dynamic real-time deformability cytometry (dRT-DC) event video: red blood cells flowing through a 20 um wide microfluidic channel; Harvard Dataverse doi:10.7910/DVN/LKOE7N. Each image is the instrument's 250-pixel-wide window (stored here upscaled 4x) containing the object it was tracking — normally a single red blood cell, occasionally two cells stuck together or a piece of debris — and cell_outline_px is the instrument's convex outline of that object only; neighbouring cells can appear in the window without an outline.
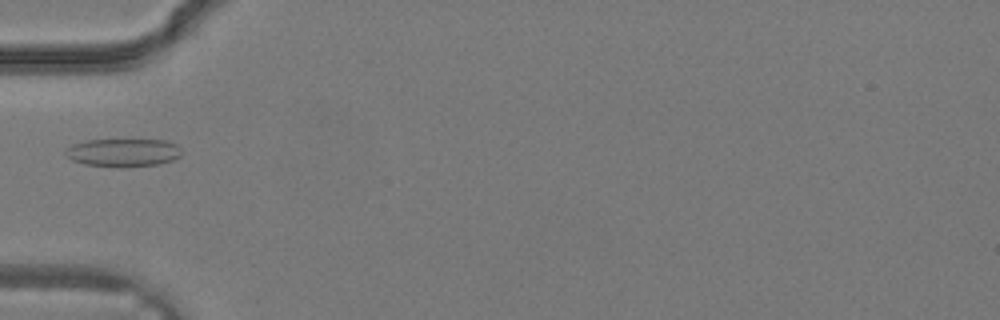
{"species": "common noctule bat (a hibernating species)", "species_latin": "Nyctalus noctula", "temperature_condition": "warm", "stored_images_in_passage": 23, "camera_frame_rate_fps": 3000, "um_per_image_px": 0.085, "animal": {"sex": "male", "body_mass_g": 19.2, "forearm_length_mm": 51.8}, "frame": {"image": 1, "passage_image": 1, "time_ms": 0.0, "image_size_px": [1000, 320], "cell_outline_px": [[180, 156], [172, 160], [160, 164], [120, 168], [84, 164], [72, 160], [64, 152], [72, 144], [88, 140], [164, 140], [176, 144], [180, 148]], "centroid_in_image_um": [10.47, 12.98], "position_along_channel_um": 74.5, "area_um2": 19.02}}
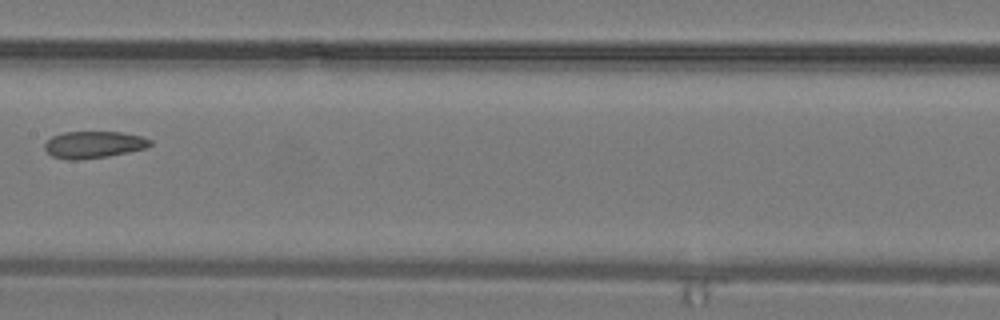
{"frame": {"image": 2, "passage_image": 7, "time_ms": 2.0, "image_size_px": [1000, 320], "cell_outline_px": [[152, 144], [144, 148], [128, 152], [108, 156], [76, 160], [68, 160], [52, 156], [44, 148], [44, 144], [52, 136], [64, 132], [120, 132], [144, 136], [152, 140]], "centroid_in_image_um": [7.97, 12.29], "position_along_channel_um": 199.4, "area_um2": 16.53}}